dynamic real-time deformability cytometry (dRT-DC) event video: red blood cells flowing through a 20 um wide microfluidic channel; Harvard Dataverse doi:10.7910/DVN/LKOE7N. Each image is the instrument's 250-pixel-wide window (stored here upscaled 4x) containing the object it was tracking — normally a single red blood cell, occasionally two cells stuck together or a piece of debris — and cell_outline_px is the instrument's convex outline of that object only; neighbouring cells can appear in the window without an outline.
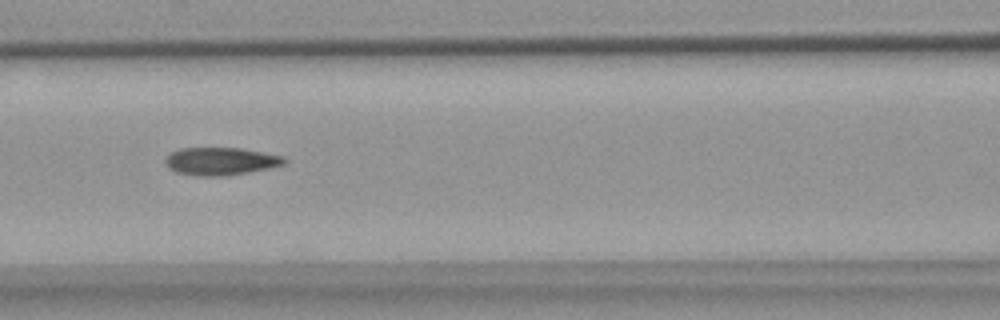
{"species": "common noctule bat (a hibernating species)", "species_latin": "Nyctalus noctula", "temperature_condition": "warm", "stored_images_in_passage": 9, "camera_frame_rate_fps": 3000, "um_per_image_px": 0.085, "animal": {"sex": "female", "body_mass_g": 18.4}, "frame": {"image": 1, "passage_image": 7, "time_ms": 7.0, "image_size_px": [1000, 320], "cell_outline_px": [[288, 160], [284, 164], [268, 168], [248, 172], [224, 176], [196, 176], [176, 172], [168, 168], [164, 160], [172, 152], [180, 148], [240, 148], [284, 156]], "centroid_in_image_um": [18.75, 13.71], "position_along_channel_um": 147.8, "area_um2": 19.19}}
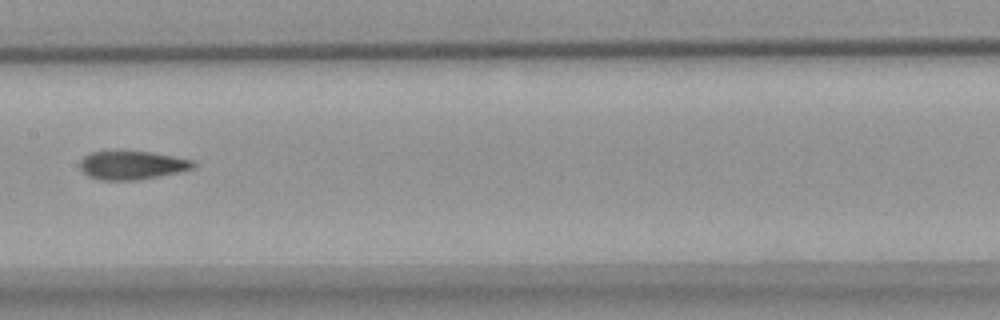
{"frame": {"image": 2, "passage_image": 8, "time_ms": 8.333, "image_size_px": [1000, 320], "cell_outline_px": [[196, 164], [192, 168], [176, 172], [136, 180], [100, 180], [88, 176], [80, 168], [80, 160], [84, 156], [92, 152], [152, 152], [192, 160]], "centroid_in_image_um": [11.18, 14.05], "position_along_channel_um": 196.2, "area_um2": 18.38}}
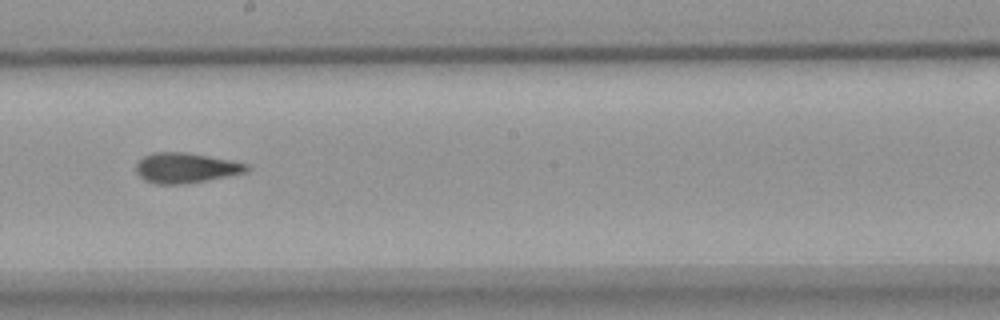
{"frame": {"image": 3, "passage_image": 9, "time_ms": 9.333, "image_size_px": [1000, 320], "cell_outline_px": [[252, 168], [244, 172], [204, 180], [180, 184], [156, 184], [144, 180], [136, 172], [136, 164], [144, 156], [152, 152], [188, 152], [232, 160], [248, 164]], "centroid_in_image_um": [15.77, 14.25], "position_along_channel_um": 232.4, "area_um2": 19.31}}